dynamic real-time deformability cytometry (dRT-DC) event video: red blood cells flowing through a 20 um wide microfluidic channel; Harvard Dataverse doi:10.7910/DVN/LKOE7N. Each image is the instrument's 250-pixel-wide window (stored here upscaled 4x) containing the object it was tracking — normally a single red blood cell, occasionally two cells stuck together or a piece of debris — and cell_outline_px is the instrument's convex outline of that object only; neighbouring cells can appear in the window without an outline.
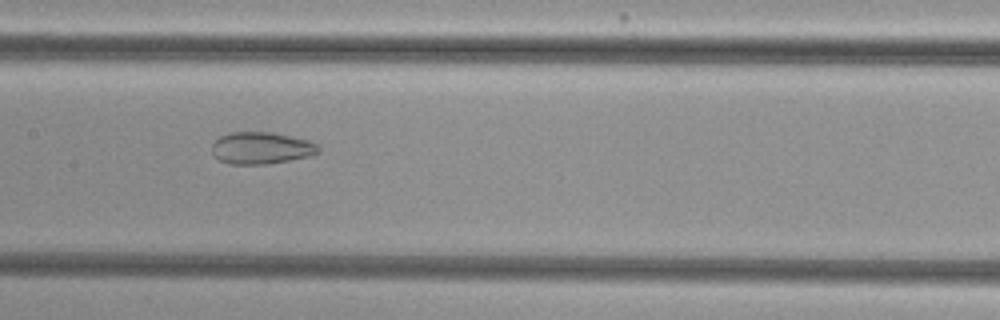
{"species": "common noctule bat (a hibernating species)", "species_latin": "Nyctalus noctula", "temperature_condition": "cold", "stored_images_in_passage": 25, "camera_frame_rate_fps": 3000, "um_per_image_px": 0.085, "animal": {"sex": "female", "body_mass_g": 29.2, "forearm_length_mm": 56.3}, "frame": {"image": 1, "passage_image": 9, "time_ms": 2.667, "image_size_px": [1000, 320], "cell_outline_px": [[320, 152], [308, 156], [288, 160], [264, 164], [232, 164], [220, 160], [212, 152], [212, 144], [220, 136], [232, 132], [272, 132], [308, 140], [316, 144], [320, 148]], "centroid_in_image_um": [22.21, 12.57], "position_along_channel_um": 185.2, "area_um2": 19.59}}
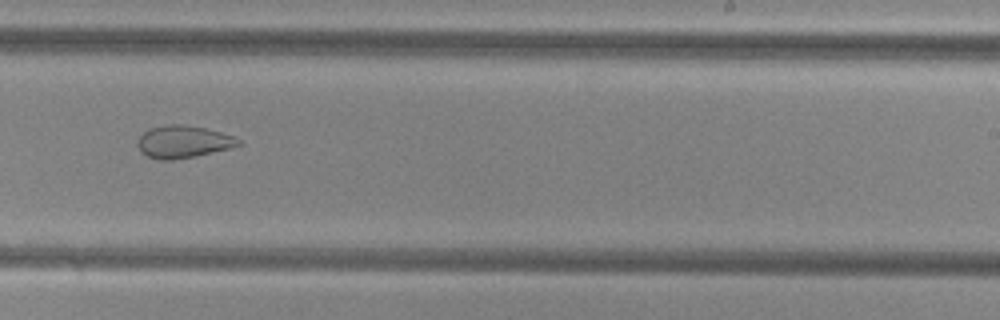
{"frame": {"image": 2, "passage_image": 16, "time_ms": 5.0, "image_size_px": [1000, 320], "cell_outline_px": [[240, 144], [232, 148], [196, 156], [172, 160], [160, 160], [148, 156], [140, 152], [136, 144], [140, 136], [148, 128], [168, 124], [184, 124], [204, 128], [236, 136], [240, 140]], "centroid_in_image_um": [15.56, 12.05], "position_along_channel_um": 273.4, "area_um2": 19.19}}
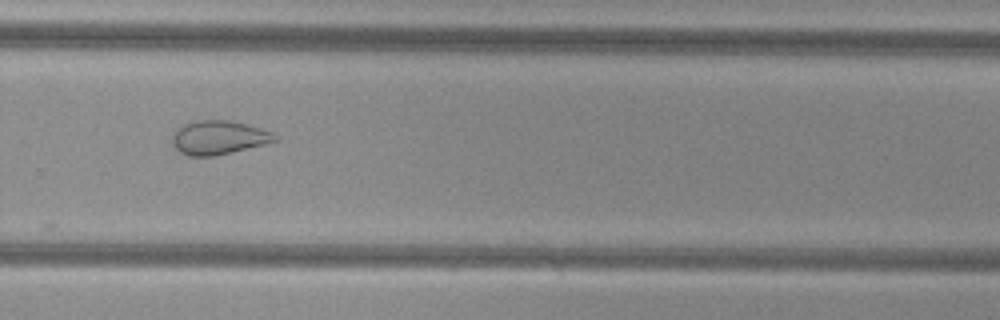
{"frame": {"image": 3, "passage_image": 19, "time_ms": 6.0, "image_size_px": [1000, 320], "cell_outline_px": [[276, 140], [268, 144], [232, 152], [212, 156], [188, 156], [180, 152], [172, 144], [172, 136], [176, 128], [184, 124], [196, 120], [228, 120], [260, 128], [272, 132], [276, 136]], "centroid_in_image_um": [18.56, 11.69], "position_along_channel_um": 311.2, "area_um2": 20.23}, "authors_computed_cell_mechanics": {"area_um2": 19.5942, "velocity_mm_per_s": 3.7859, "shape_relaxation_time_tau1_ms": null, "shape_relaxation_time_tau2_ms": 0.9089, "deformation_change_tau1": null, "deformation_change_tau2": 0.063}}